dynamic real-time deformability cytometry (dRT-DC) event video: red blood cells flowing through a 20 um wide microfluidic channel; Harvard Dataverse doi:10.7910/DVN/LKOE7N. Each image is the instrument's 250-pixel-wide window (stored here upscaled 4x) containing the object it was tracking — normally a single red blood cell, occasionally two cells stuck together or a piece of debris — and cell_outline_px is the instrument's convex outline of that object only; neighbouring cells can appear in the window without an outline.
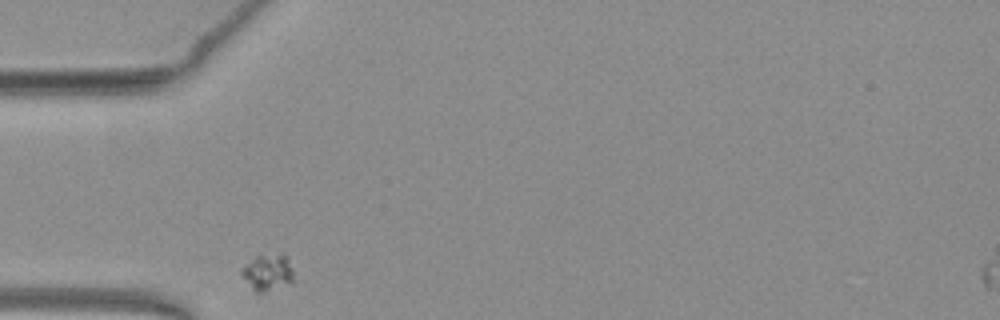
{"species": "common noctule bat (a hibernating species)", "species_latin": "Nyctalus noctula", "temperature_condition": "warm", "stored_images_in_passage": 29, "camera_frame_rate_fps": 3000, "um_per_image_px": 0.085, "animal": {"sex": "female", "body_mass_g": 19.3, "forearm_length_mm": 54.1}, "frame": {"image": 1, "passage_image": 1, "time_ms": 0.0, "image_size_px": [1000, 320], "cell_outline_px": [[292, 284], [260, 292], [256, 292], [252, 288], [240, 272], [240, 268], [244, 264], [256, 256], [280, 252], [284, 252], [288, 256], [292, 268]], "centroid_in_image_um": [22.78, 23.1], "position_along_channel_um": 62.2, "area_um2": 11.21}}
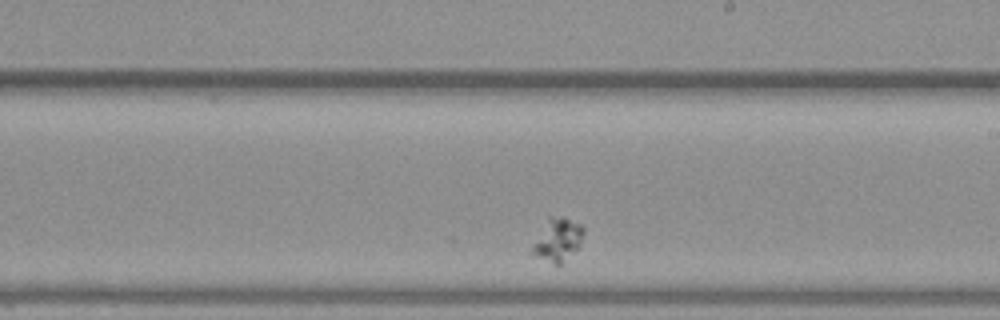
{"frame": {"image": 2, "passage_image": 17, "time_ms": 5.333, "image_size_px": [1000, 320], "cell_outline_px": [[584, 232], [580, 244], [560, 268], [532, 256], [528, 252], [532, 244], [548, 216], [564, 216], [580, 224], [584, 228]], "centroid_in_image_um": [47.35, 20.43], "position_along_channel_um": 241.7, "area_um2": 13.53}}
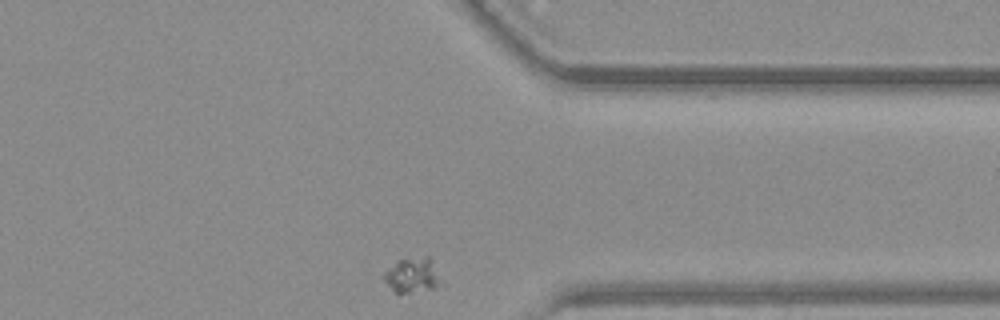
{"frame": {"image": 3, "passage_image": 29, "time_ms": 9.333, "image_size_px": [1000, 320], "cell_outline_px": [[436, 288], [408, 292], [396, 292], [380, 276], [396, 260], [424, 256], [428, 256], [436, 284]], "centroid_in_image_um": [34.87, 23.38], "position_along_channel_um": 376.5, "area_um2": 10.64}}